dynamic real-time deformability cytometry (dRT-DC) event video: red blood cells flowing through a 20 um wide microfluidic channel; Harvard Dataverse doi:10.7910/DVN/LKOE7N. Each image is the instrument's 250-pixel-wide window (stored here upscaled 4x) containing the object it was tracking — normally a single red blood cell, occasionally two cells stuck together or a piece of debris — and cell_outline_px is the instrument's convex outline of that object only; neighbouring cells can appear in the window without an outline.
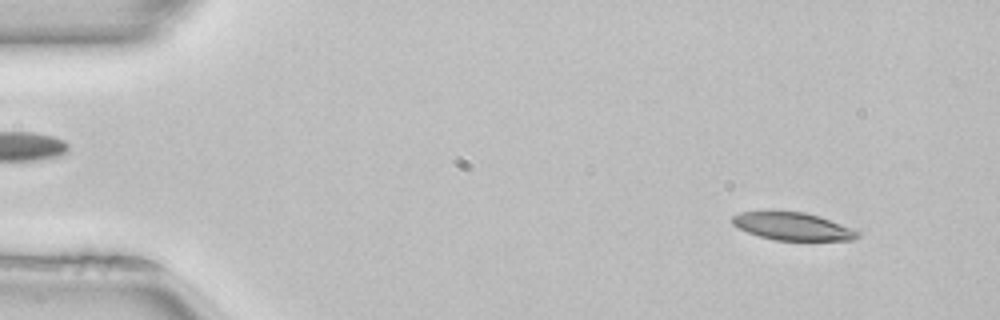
{"species": "common noctule bat (a hibernating species)", "species_latin": "Nyctalus noctula", "temperature_condition": "room temperature", "stored_images_in_passage": 50, "camera_frame_rate_fps": 3000, "um_per_image_px": 0.085, "animal": {"sex": "female", "body_mass_g": 22.7, "forearm_length_mm": 54.2}, "frame": {"image": 1, "passage_image": 4, "time_ms": 1.0, "image_size_px": [1000, 320], "cell_outline_px": [[860, 236], [852, 240], [776, 240], [760, 236], [748, 232], [732, 224], [732, 216], [740, 212], [804, 212], [820, 216], [860, 232]], "centroid_in_image_um": [67.39, 19.25], "position_along_channel_um": 17.6, "area_um2": 19.83}}
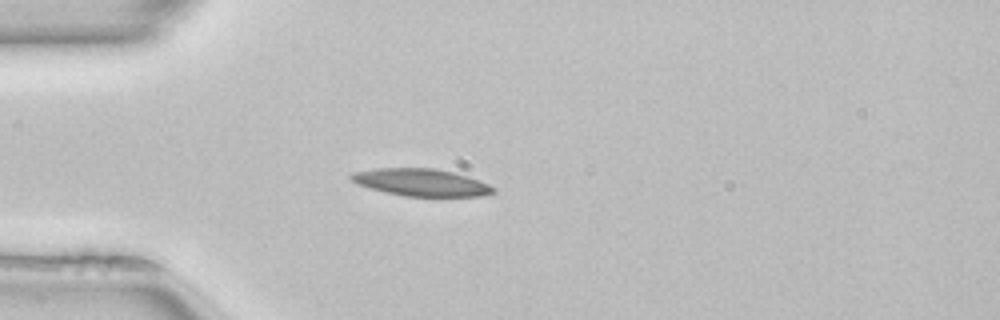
{"frame": {"image": 2, "passage_image": 13, "time_ms": 4.0, "image_size_px": [1000, 320], "cell_outline_px": [[496, 192], [480, 196], [404, 196], [384, 192], [368, 188], [356, 184], [348, 176], [352, 172], [376, 168], [432, 168], [452, 172], [468, 176], [480, 180], [496, 188]], "centroid_in_image_um": [35.78, 15.5], "position_along_channel_um": 49.2, "area_um2": 22.72}}
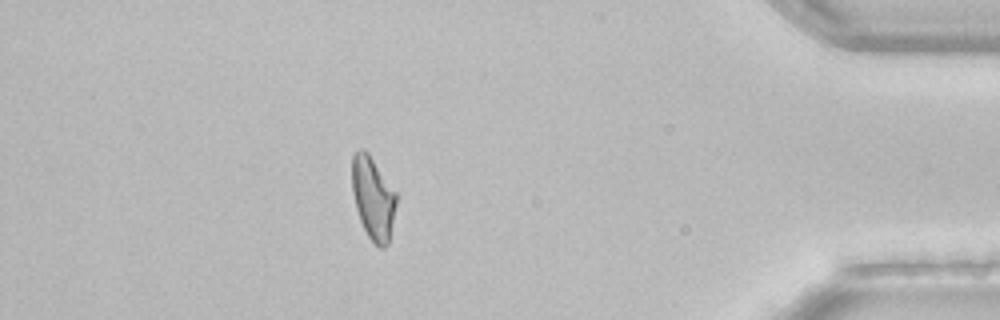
{"frame": {"image": 3, "passage_image": 44, "time_ms": 14.333, "image_size_px": [1000, 320], "cell_outline_px": [[396, 204], [388, 244], [384, 248], [380, 248], [368, 236], [360, 220], [356, 208], [352, 192], [352, 156], [360, 148], [364, 148], [368, 152], [396, 192]], "centroid_in_image_um": [31.7, 16.81], "position_along_channel_um": 403.5, "area_um2": 21.15}, "authors_computed_cell_mechanics": {"area_um2": 21.7328, "velocity_mm_per_s": 4.0101, "shape_relaxation_time_tau1_ms": 11.2251, "shape_relaxation_time_tau2_ms": null, "deformation_change_tau1": 0.2784, "deformation_change_tau2": null}}